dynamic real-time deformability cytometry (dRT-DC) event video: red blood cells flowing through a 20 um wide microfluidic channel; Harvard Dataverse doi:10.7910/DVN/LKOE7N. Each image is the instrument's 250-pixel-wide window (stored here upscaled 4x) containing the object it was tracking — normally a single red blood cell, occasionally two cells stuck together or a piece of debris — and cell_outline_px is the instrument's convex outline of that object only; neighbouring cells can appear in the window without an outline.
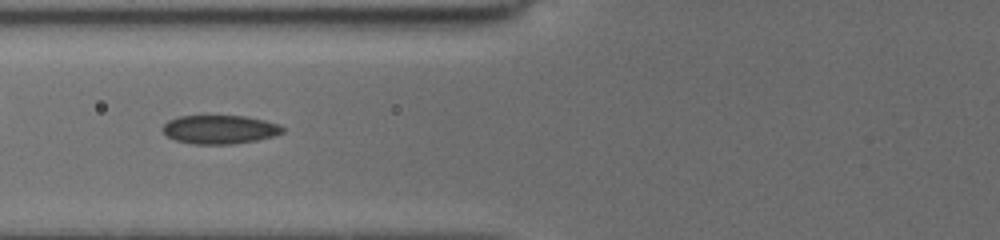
{"species": "common noctule bat (a hibernating species)", "species_latin": "Nyctalus noctula", "temperature_condition": "cold", "stored_images_in_passage": 36, "camera_frame_rate_fps": 3000, "um_per_image_px": 0.085, "animal": {"sex": "female", "body_mass_g": 19.5, "forearm_length_mm": 54.1}, "frame": {"image": 1, "passage_image": 16, "time_ms": 3.0, "image_size_px": [1000, 240], "cell_outline_px": [[284, 132], [272, 136], [256, 140], [232, 144], [192, 144], [176, 140], [168, 136], [160, 128], [168, 120], [176, 116], [204, 112], [244, 116], [264, 120], [280, 124], [284, 128]], "centroid_in_image_um": [18.61, 10.94], "position_along_channel_um": 107.2, "area_um2": 21.04}}
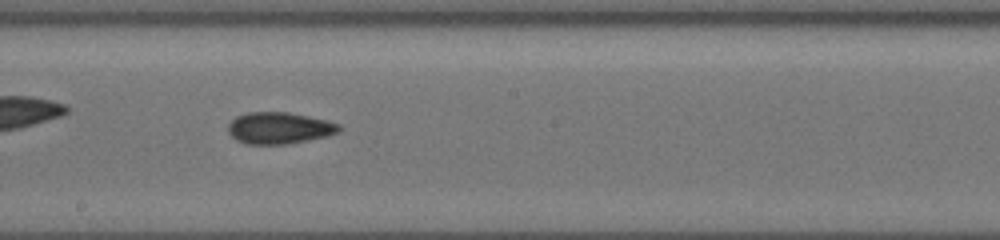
{"frame": {"image": 2, "passage_image": 25, "time_ms": 6.0, "image_size_px": [1000, 240], "cell_outline_px": [[340, 132], [328, 136], [288, 144], [248, 144], [236, 140], [228, 132], [228, 124], [236, 116], [248, 112], [288, 112], [328, 120], [340, 124]], "centroid_in_image_um": [23.75, 10.88], "position_along_channel_um": 224.4, "area_um2": 20.58}}
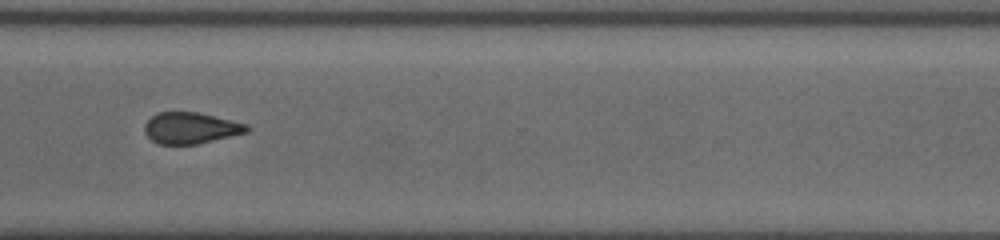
{"frame": {"image": 3, "passage_image": 35, "time_ms": 9.333, "image_size_px": [1000, 240], "cell_outline_px": [[252, 128], [248, 132], [196, 144], [160, 144], [152, 140], [144, 132], [144, 124], [152, 116], [160, 112], [200, 112], [248, 124]], "centroid_in_image_um": [16.24, 10.87], "position_along_channel_um": 354.4, "area_um2": 18.67}}